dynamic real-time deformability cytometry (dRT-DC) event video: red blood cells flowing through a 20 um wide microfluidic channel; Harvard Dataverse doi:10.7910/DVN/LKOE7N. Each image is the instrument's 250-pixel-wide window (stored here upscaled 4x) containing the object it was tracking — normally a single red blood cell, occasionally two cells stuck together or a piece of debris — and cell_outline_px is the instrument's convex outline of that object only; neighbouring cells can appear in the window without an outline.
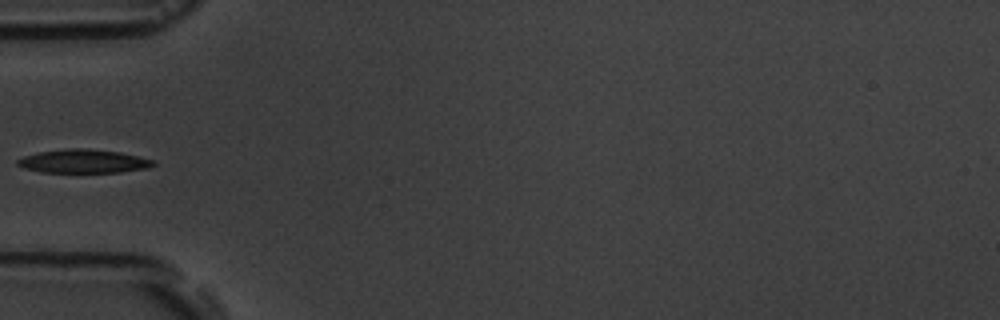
{"species": "common noctule bat (a hibernating species)", "species_latin": "Nyctalus noctula", "temperature_condition": "room temperature", "stored_images_in_passage": 4, "camera_frame_rate_fps": 3000, "um_per_image_px": 0.085, "animal": {"sex": "male", "body_mass_g": 19.5, "forearm_length_mm": 54.6}, "frame": {"image": 1, "passage_image": 4, "time_ms": 4.0, "image_size_px": [1000, 320], "cell_outline_px": [[156, 164], [148, 168], [120, 172], [40, 172], [24, 168], [16, 164], [16, 160], [24, 156], [40, 152], [68, 148], [84, 148], [120, 152], [152, 160]], "centroid_in_image_um": [7.06, 13.71], "position_along_channel_um": 77.9, "area_um2": 18.5}}